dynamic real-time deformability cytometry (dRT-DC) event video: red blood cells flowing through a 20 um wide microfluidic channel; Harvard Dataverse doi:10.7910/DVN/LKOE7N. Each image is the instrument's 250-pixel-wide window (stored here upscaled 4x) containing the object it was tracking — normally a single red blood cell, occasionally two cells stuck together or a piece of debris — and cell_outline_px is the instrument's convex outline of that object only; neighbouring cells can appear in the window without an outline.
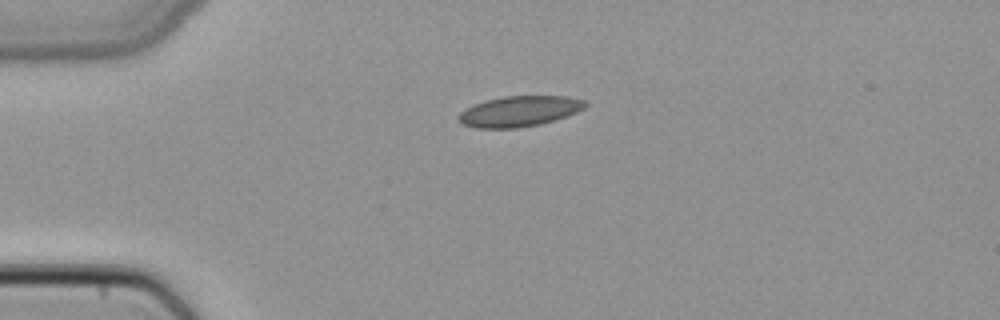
{"species": "common noctule bat (a hibernating species)", "species_latin": "Nyctalus noctula", "temperature_condition": "cold", "stored_images_in_passage": 38, "camera_frame_rate_fps": 3000, "um_per_image_px": 0.085, "animal": {"sex": "female", "body_mass_g": 22.7, "forearm_length_mm": 54.2}, "frame": {"image": 1, "passage_image": 1, "time_ms": 0.0, "image_size_px": [1000, 320], "cell_outline_px": [[588, 104], [584, 108], [576, 112], [540, 124], [516, 128], [476, 128], [464, 124], [456, 120], [456, 116], [460, 112], [472, 104], [484, 100], [504, 96], [568, 96], [584, 100]], "centroid_in_image_um": [44.08, 9.45], "position_along_channel_um": 40.9, "area_um2": 22.6}}
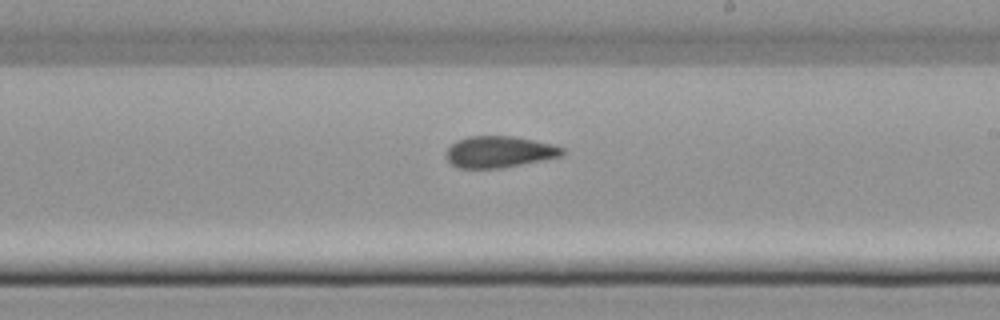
{"frame": {"image": 2, "passage_image": 18, "time_ms": 5.667, "image_size_px": [1000, 320], "cell_outline_px": [[564, 152], [560, 156], [504, 168], [456, 168], [444, 156], [448, 148], [456, 140], [468, 136], [516, 136], [552, 144], [564, 148]], "centroid_in_image_um": [42.4, 12.9], "position_along_channel_um": 246.6, "area_um2": 21.39}}
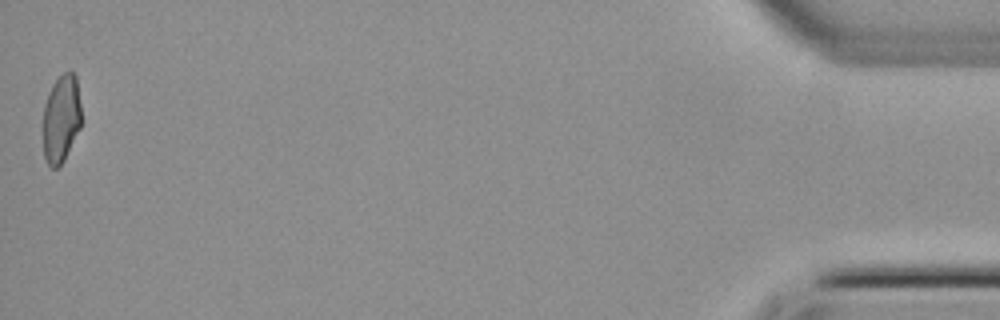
{"frame": {"image": 3, "passage_image": 38, "time_ms": 12.333, "image_size_px": [1000, 320], "cell_outline_px": [[80, 128], [64, 160], [56, 168], [52, 168], [48, 164], [44, 156], [44, 104], [48, 92], [52, 84], [64, 72], [72, 72], [76, 76], [80, 104]], "centroid_in_image_um": [5.2, 10.07], "position_along_channel_um": 430.0, "area_um2": 19.36}}